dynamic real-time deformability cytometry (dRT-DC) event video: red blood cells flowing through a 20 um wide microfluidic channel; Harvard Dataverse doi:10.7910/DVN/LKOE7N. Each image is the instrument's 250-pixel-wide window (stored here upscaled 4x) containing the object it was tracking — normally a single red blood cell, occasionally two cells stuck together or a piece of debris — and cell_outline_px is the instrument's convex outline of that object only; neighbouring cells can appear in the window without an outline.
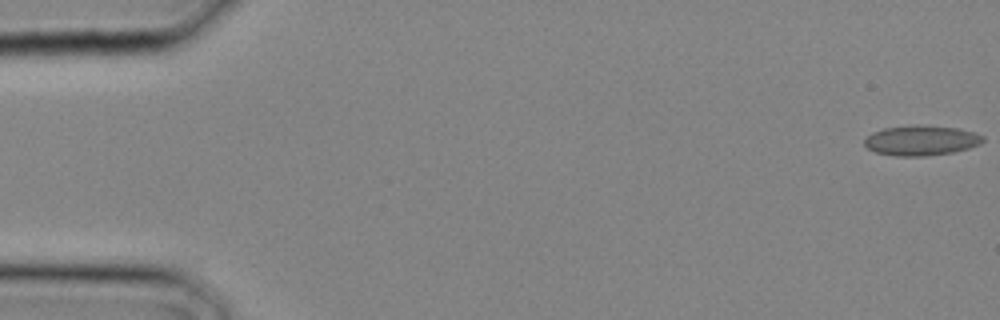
{"species": "common noctule bat (a hibernating species)", "species_latin": "Nyctalus noctula", "temperature_condition": "cold", "stored_images_in_passage": 20, "camera_frame_rate_fps": 3000, "um_per_image_px": 0.085, "animal": {"sex": "male", "body_mass_g": 20.4}, "frame": {"image": 1, "passage_image": 1, "time_ms": 0.0, "image_size_px": [1000, 320], "cell_outline_px": [[984, 140], [980, 144], [968, 148], [952, 152], [924, 156], [896, 156], [876, 152], [868, 148], [864, 144], [864, 140], [872, 132], [884, 128], [912, 124], [916, 124], [960, 128], [984, 136]], "centroid_in_image_um": [78.29, 11.92], "position_along_channel_um": 6.7, "area_um2": 20.81}}
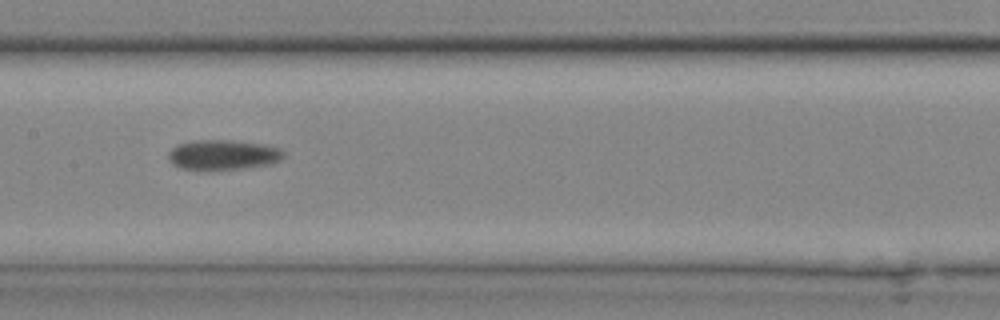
{"frame": {"image": 2, "passage_image": 15, "time_ms": 4.667, "image_size_px": [1000, 320], "cell_outline_px": [[284, 156], [280, 160], [272, 164], [244, 168], [212, 172], [180, 168], [172, 164], [168, 160], [168, 152], [176, 144], [192, 140], [236, 140], [264, 144], [280, 148], [284, 152]], "centroid_in_image_um": [18.92, 13.18], "position_along_channel_um": 188.5, "area_um2": 20.98}}
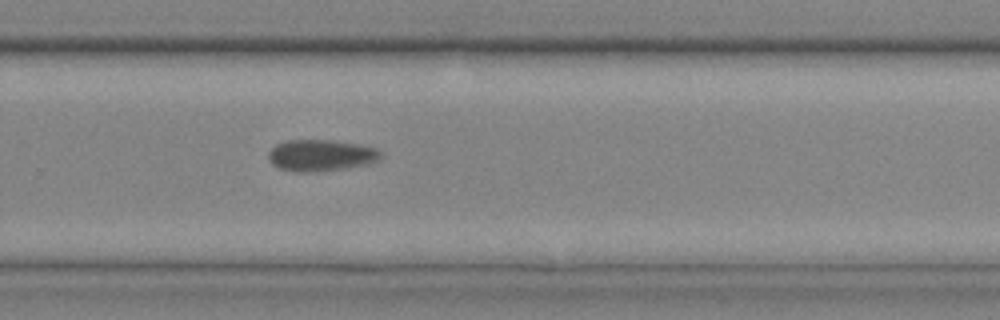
{"frame": {"image": 3, "passage_image": 20, "time_ms": 6.333, "image_size_px": [1000, 320], "cell_outline_px": [[384, 156], [380, 160], [368, 164], [344, 168], [304, 172], [300, 172], [280, 168], [272, 164], [268, 160], [268, 152], [276, 144], [288, 140], [332, 140], [360, 144], [376, 148]], "centroid_in_image_um": [27.3, 13.19], "position_along_channel_um": 302.5, "area_um2": 20.58}}